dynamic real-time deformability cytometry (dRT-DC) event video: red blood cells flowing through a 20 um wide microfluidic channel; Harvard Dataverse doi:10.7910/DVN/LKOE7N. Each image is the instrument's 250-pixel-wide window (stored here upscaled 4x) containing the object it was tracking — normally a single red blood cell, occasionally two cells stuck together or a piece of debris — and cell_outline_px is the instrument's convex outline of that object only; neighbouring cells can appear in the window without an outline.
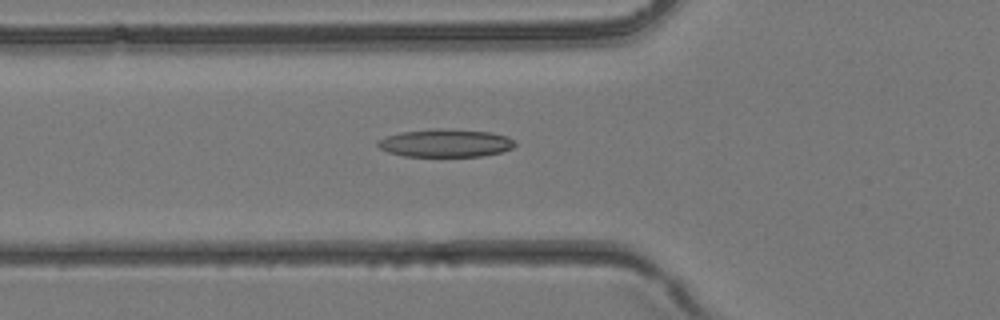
{"species": "common noctule bat (a hibernating species)", "species_latin": "Nyctalus noctula", "temperature_condition": "room temperature", "stored_images_in_passage": 39, "camera_frame_rate_fps": 3000, "um_per_image_px": 0.085, "animal": {"sex": "female", "body_mass_g": 24.6, "forearm_length_mm": 56.2}, "frame": {"image": 1, "passage_image": 14, "time_ms": 4.333, "image_size_px": [1000, 320], "cell_outline_px": [[516, 144], [512, 148], [500, 152], [480, 156], [404, 156], [388, 152], [380, 148], [376, 144], [376, 140], [400, 132], [432, 128], [444, 128], [492, 132], [508, 136], [516, 140]], "centroid_in_image_um": [37.88, 12.14], "position_along_channel_um": 87.9, "area_um2": 22.54}}
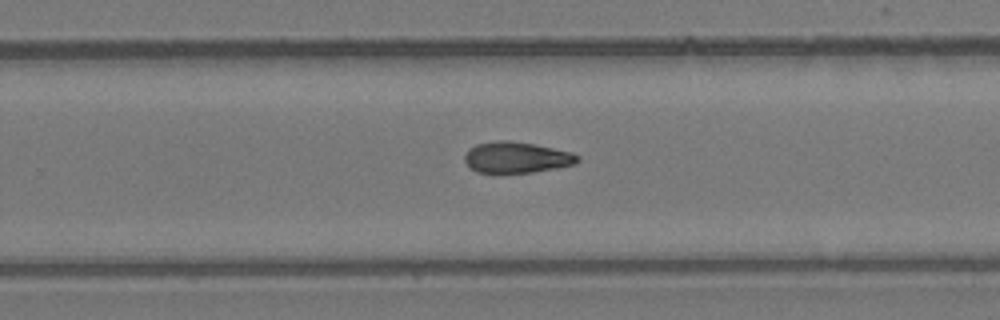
{"frame": {"image": 2, "passage_image": 25, "time_ms": 8.0, "image_size_px": [1000, 320], "cell_outline_px": [[580, 160], [576, 164], [556, 168], [532, 172], [476, 172], [464, 160], [464, 156], [468, 148], [476, 144], [500, 140], [508, 140], [532, 144], [572, 152], [580, 156]], "centroid_in_image_um": [43.92, 13.37], "position_along_channel_um": 285.9, "area_um2": 20.29}}
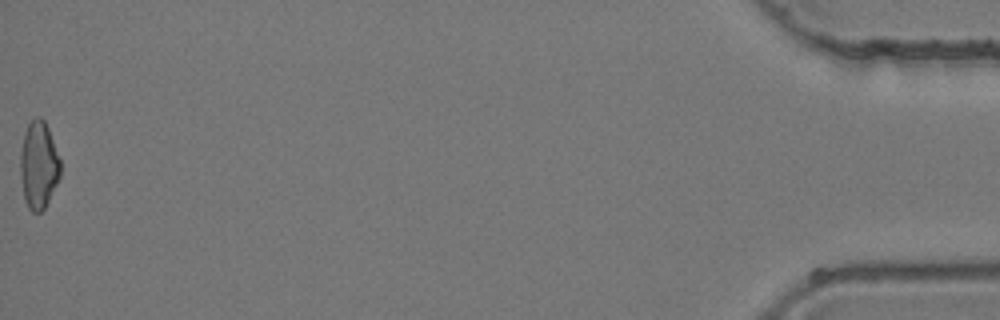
{"frame": {"image": 3, "passage_image": 39, "time_ms": 12.667, "image_size_px": [1000, 320], "cell_outline_px": [[60, 176], [44, 208], [40, 212], [32, 212], [28, 208], [24, 200], [20, 176], [20, 156], [24, 132], [28, 124], [36, 116], [40, 116], [44, 120], [48, 128], [60, 160]], "centroid_in_image_um": [3.26, 14.03], "position_along_channel_um": 431.9, "area_um2": 20.29}}